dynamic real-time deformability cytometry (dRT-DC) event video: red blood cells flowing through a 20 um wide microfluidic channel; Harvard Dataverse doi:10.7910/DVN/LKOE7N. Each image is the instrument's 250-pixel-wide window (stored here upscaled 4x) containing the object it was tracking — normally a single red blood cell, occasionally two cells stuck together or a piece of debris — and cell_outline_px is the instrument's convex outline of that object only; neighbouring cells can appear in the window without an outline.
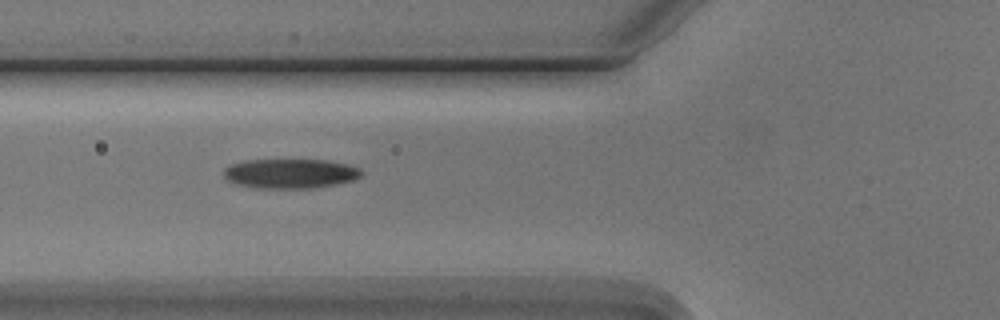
{"species": "Egyptian fruit bat (a non-hibernating species)", "species_latin": "Rousettus aegyptiacus", "temperature_condition": "cold", "stored_images_in_passage": 14, "camera_frame_rate_fps": 3000, "um_per_image_px": 0.085, "animal": {"sex": "male"}, "frame": {"image": 1, "passage_image": 5, "time_ms": 5.667, "image_size_px": [1000, 320], "cell_outline_px": [[364, 172], [356, 180], [336, 184], [312, 188], [256, 188], [232, 184], [224, 176], [224, 168], [232, 164], [244, 160], [328, 160], [348, 164], [360, 168]], "centroid_in_image_um": [24.68, 14.75], "position_along_channel_um": 101.1, "area_um2": 23.99}}
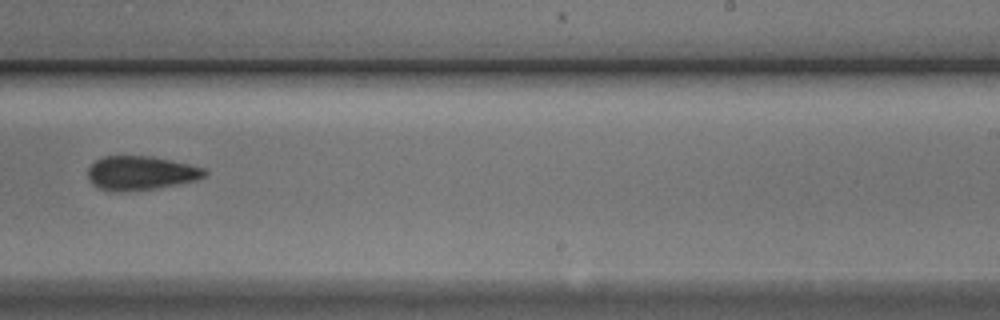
{"frame": {"image": 2, "passage_image": 9, "time_ms": 10.333, "image_size_px": [1000, 320], "cell_outline_px": [[208, 172], [204, 176], [196, 180], [180, 184], [156, 188], [124, 192], [112, 192], [100, 188], [92, 184], [88, 180], [88, 168], [96, 160], [104, 156], [152, 156], [188, 164], [204, 168]], "centroid_in_image_um": [11.94, 14.72], "position_along_channel_um": 277.1, "area_um2": 23.24}}
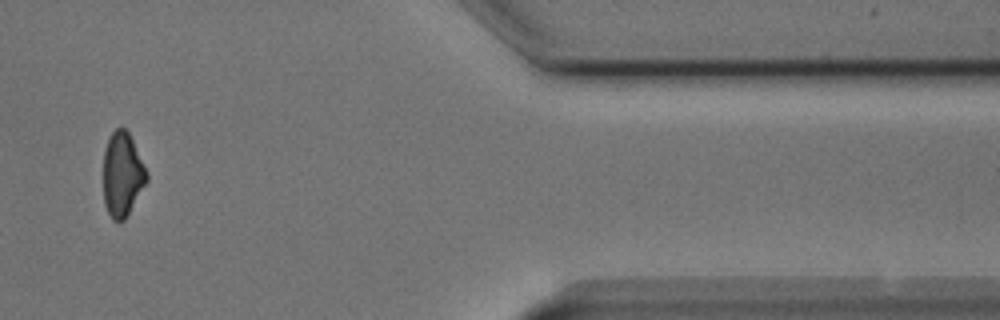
{"frame": {"image": 3, "passage_image": 12, "time_ms": 14.667, "image_size_px": [1000, 320], "cell_outline_px": [[148, 180], [124, 220], [112, 220], [104, 204], [104, 148], [112, 132], [116, 128], [124, 128], [128, 132], [148, 172]], "centroid_in_image_um": [10.4, 14.82], "position_along_channel_um": 401.0, "area_um2": 21.04}}